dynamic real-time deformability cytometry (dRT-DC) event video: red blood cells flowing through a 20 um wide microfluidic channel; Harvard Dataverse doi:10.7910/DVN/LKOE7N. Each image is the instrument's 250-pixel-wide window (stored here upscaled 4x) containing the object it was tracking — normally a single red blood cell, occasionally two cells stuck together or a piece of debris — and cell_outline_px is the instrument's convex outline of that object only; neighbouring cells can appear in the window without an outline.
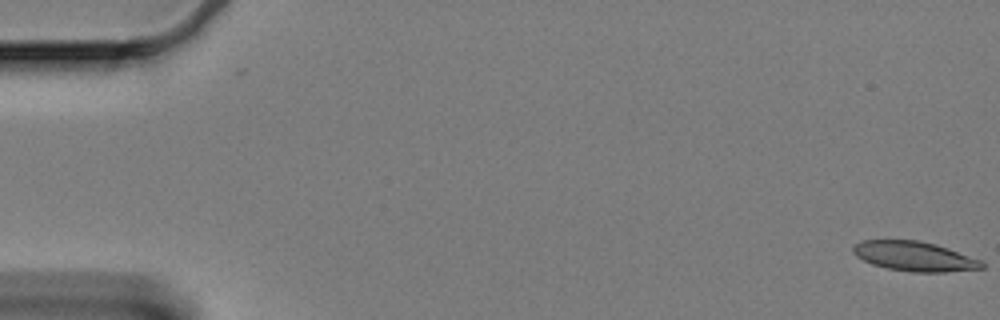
{"species": "Egyptian fruit bat (a non-hibernating species)", "species_latin": "Rousettus aegyptiacus", "temperature_condition": "cold", "stored_images_in_passage": 13, "camera_frame_rate_fps": 3000, "um_per_image_px": 0.085, "animal": {"sex": "female"}, "frame": {"image": 1, "passage_image": 1, "time_ms": 0.0, "image_size_px": [1000, 320], "cell_outline_px": [[984, 268], [944, 272], [912, 272], [888, 268], [872, 264], [856, 256], [852, 252], [852, 248], [860, 240], [920, 240], [936, 244], [948, 248], [980, 260], [984, 264]], "centroid_in_image_um": [77.71, 21.78], "position_along_channel_um": 7.3, "area_um2": 22.14}}